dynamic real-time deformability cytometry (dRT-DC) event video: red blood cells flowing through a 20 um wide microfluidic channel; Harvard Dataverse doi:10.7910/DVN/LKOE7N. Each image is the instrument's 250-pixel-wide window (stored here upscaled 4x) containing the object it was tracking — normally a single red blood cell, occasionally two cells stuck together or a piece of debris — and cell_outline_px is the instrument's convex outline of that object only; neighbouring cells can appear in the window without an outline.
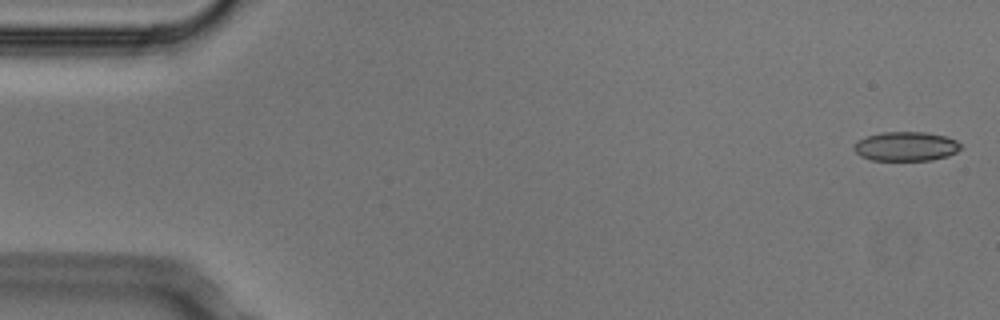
{"species": "Egyptian fruit bat (a non-hibernating species)", "species_latin": "Rousettus aegyptiacus", "temperature_condition": "cold", "stored_images_in_passage": 4, "segment_of_instrument_passage": [2, 2], "camera_frame_rate_fps": 3000, "um_per_image_px": 0.085, "animal": {"sex": "male"}, "frame": {"image": 1, "passage_image": 4, "time_ms": 1.0, "image_size_px": [1000, 320], "cell_outline_px": [[964, 148], [948, 156], [932, 160], [872, 160], [860, 156], [852, 148], [860, 140], [868, 136], [880, 132], [924, 132], [944, 136], [956, 140]], "centroid_in_image_um": [77.04, 12.45], "position_along_channel_um": 8.0, "area_um2": 18.15}}